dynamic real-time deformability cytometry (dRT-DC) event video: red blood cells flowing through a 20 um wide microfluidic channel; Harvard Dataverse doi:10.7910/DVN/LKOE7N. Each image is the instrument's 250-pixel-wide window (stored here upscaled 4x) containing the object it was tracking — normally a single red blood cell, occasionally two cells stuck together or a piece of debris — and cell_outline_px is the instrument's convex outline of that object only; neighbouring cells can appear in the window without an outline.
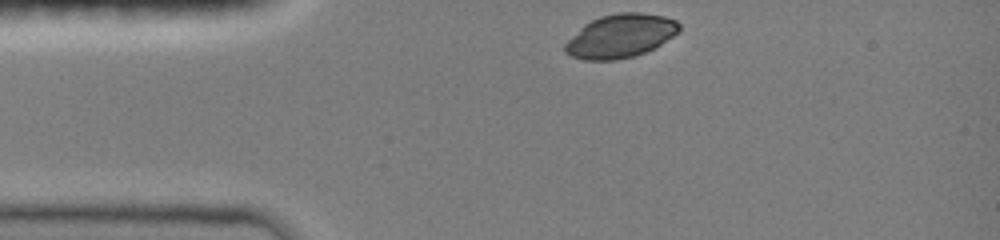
{"species": "common noctule bat (a hibernating species)", "species_latin": "Nyctalus noctula", "temperature_condition": "room temperature", "stored_images_in_passage": 33, "camera_frame_rate_fps": 3000, "um_per_image_px": 0.085, "animal": {"sex": "female", "body_mass_g": 19.0, "forearm_length_mm": 51.5}, "frame": {"image": 1, "passage_image": 1, "time_ms": 0.0, "image_size_px": [1000, 240], "cell_outline_px": [[680, 32], [660, 44], [644, 52], [632, 56], [616, 60], [584, 60], [572, 56], [564, 52], [564, 44], [584, 24], [600, 16], [616, 12], [640, 12], [664, 16], [676, 20], [680, 24]], "centroid_in_image_um": [52.74, 3.04], "position_along_channel_um": 32.3, "area_um2": 28.9}}
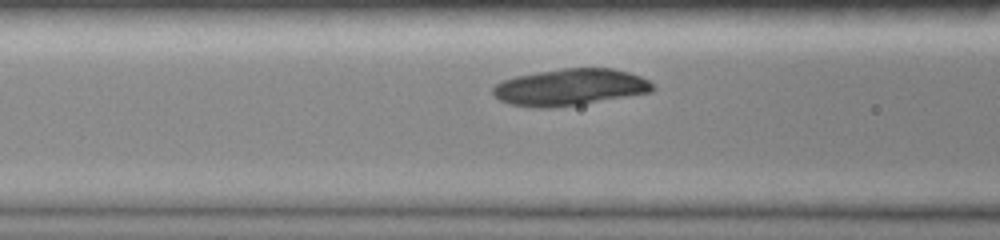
{"frame": {"image": 2, "passage_image": 10, "time_ms": 3.0, "image_size_px": [1000, 240], "cell_outline_px": [[656, 88], [652, 92], [580, 104], [552, 108], [532, 108], [508, 104], [500, 100], [492, 92], [492, 88], [500, 80], [516, 76], [560, 68], [612, 68], [628, 72], [640, 76], [648, 80]], "centroid_in_image_um": [48.42, 7.41], "position_along_channel_um": 118.2, "area_um2": 34.28}}